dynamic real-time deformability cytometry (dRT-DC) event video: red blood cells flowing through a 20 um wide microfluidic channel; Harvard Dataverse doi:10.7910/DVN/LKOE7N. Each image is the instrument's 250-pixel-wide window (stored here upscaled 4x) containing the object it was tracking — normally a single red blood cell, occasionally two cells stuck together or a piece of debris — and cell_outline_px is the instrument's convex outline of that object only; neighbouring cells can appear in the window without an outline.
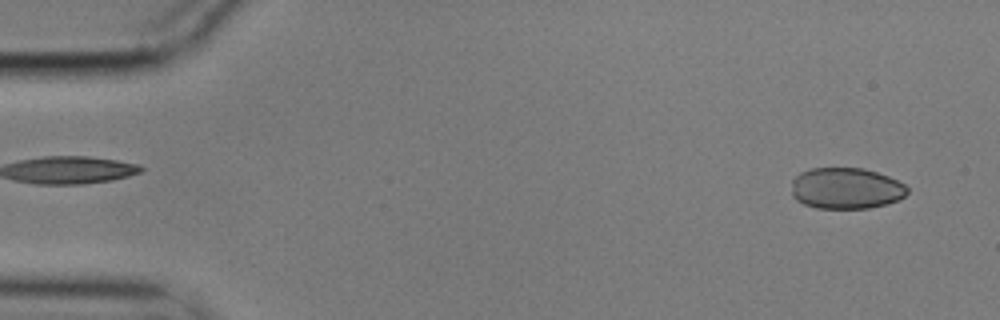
{"species": "common noctule bat (a hibernating species)", "species_latin": "Nyctalus noctula", "temperature_condition": "cold", "stored_images_in_passage": 56, "camera_frame_rate_fps": 3000, "um_per_image_px": 0.085, "animal": {"sex": "male", "body_mass_g": 17.9}, "frame": {"image": 1, "passage_image": 3, "time_ms": 0.667, "image_size_px": [1000, 320], "cell_outline_px": [[908, 192], [900, 200], [888, 204], [868, 208], [816, 208], [804, 204], [796, 200], [792, 196], [792, 180], [800, 172], [812, 168], [864, 168], [888, 176], [904, 184], [908, 188]], "centroid_in_image_um": [71.91, 16.01], "position_along_channel_um": 13.1, "area_um2": 27.98}}
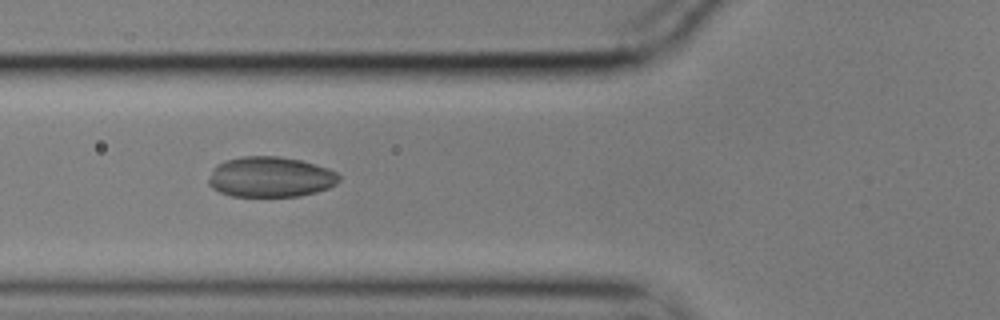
{"frame": {"image": 2, "passage_image": 20, "time_ms": 6.333, "image_size_px": [1000, 320], "cell_outline_px": [[340, 180], [336, 184], [328, 188], [316, 192], [300, 196], [232, 196], [220, 192], [212, 188], [208, 184], [208, 180], [212, 168], [216, 164], [224, 160], [244, 156], [280, 156], [300, 160], [316, 164], [328, 168], [336, 172], [340, 176]], "centroid_in_image_um": [22.97, 15.03], "position_along_channel_um": 102.8, "area_um2": 30.98}}
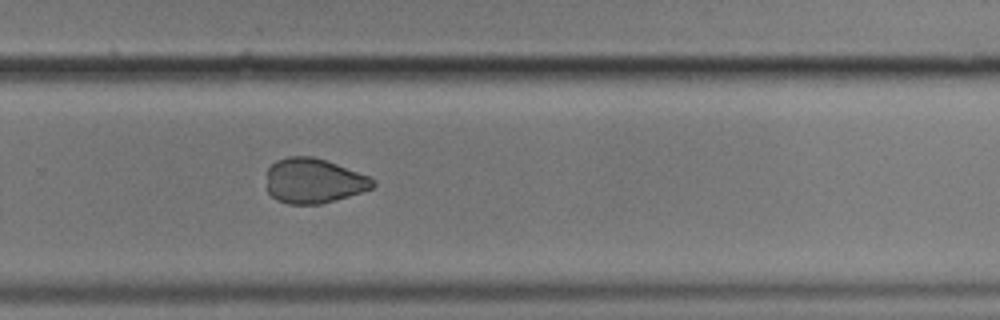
{"frame": {"image": 3, "passage_image": 37, "time_ms": 12.0, "image_size_px": [1000, 320], "cell_outline_px": [[376, 184], [372, 188], [348, 196], [320, 204], [288, 204], [276, 200], [268, 192], [268, 168], [276, 160], [288, 156], [312, 156], [336, 164], [368, 176], [376, 180]], "centroid_in_image_um": [26.65, 15.37], "position_along_channel_um": 303.1, "area_um2": 27.57}, "authors_computed_cell_mechanics": {"area_um2": 29.767, "velocity_mm_per_s": 3.5326, "shape_relaxation_time_tau1_ms": 6.1227, "shape_relaxation_time_tau2_ms": 2.3895, "deformation_change_tau1": 0.1452, "deformation_change_tau2": 0.0612}}